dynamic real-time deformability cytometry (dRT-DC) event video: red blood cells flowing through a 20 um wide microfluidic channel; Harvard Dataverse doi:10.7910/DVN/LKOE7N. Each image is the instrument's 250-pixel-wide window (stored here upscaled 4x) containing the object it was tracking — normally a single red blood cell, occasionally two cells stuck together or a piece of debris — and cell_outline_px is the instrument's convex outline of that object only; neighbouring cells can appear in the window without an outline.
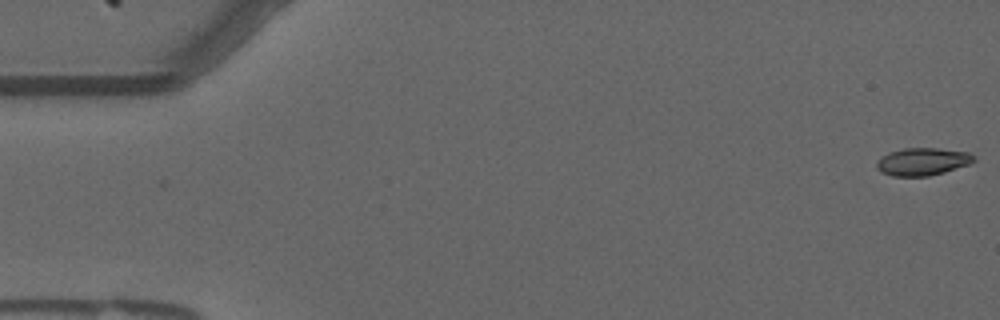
{"species": "common noctule bat (a hibernating species)", "species_latin": "Nyctalus noctula", "temperature_condition": "warm", "stored_images_in_passage": 17, "camera_frame_rate_fps": 3000, "um_per_image_px": 0.085, "animal": {"sex": "male", "forearm_length_mm": 52.5}, "frame": {"image": 1, "passage_image": 1, "time_ms": 0.0, "image_size_px": [1000, 320], "cell_outline_px": [[976, 160], [968, 164], [944, 172], [928, 176], [892, 176], [880, 172], [876, 168], [876, 164], [880, 156], [888, 152], [904, 148], [936, 148], [968, 152], [976, 156]], "centroid_in_image_um": [78.38, 13.73], "position_along_channel_um": 6.6, "area_um2": 15.72}}
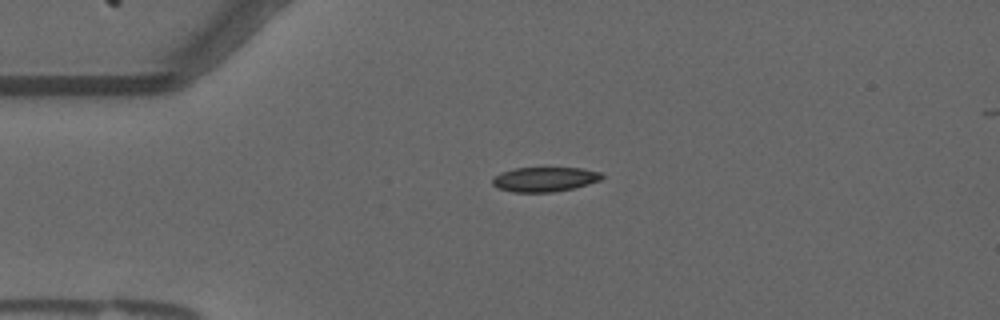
{"frame": {"image": 2, "passage_image": 13, "time_ms": 4.0, "image_size_px": [1000, 320], "cell_outline_px": [[604, 176], [600, 180], [588, 184], [572, 188], [552, 192], [512, 192], [500, 188], [492, 184], [492, 176], [500, 172], [516, 168], [580, 168], [600, 172]], "centroid_in_image_um": [46.26, 15.23], "position_along_channel_um": 38.7, "area_um2": 15.61}}